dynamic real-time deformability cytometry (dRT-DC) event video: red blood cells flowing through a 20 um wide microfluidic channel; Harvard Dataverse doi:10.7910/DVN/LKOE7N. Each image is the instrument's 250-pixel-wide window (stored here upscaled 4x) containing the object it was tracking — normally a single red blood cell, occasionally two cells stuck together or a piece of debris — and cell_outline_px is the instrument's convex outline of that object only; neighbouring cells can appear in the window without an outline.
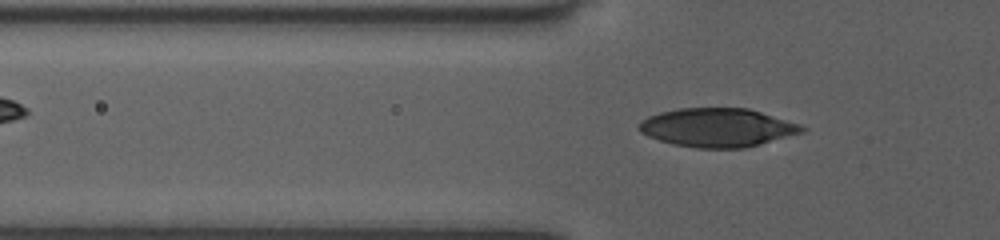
{"species": "human", "species_latin": "Homo sapiens", "temperature_condition": "room temperature", "stored_images_in_passage": 50, "camera_frame_rate_fps": 3000, "um_per_image_px": 0.085, "donor": {"sex": "female"}, "frame": {"image": 1, "passage_image": 17, "time_ms": 5.333, "image_size_px": [1000, 240], "cell_outline_px": [[808, 128], [804, 132], [760, 144], [744, 148], [696, 148], [672, 144], [648, 136], [640, 132], [636, 128], [648, 116], [660, 112], [680, 108], [748, 108], [800, 124]], "centroid_in_image_um": [60.99, 10.84], "position_along_channel_um": 64.8, "area_um2": 36.65}}
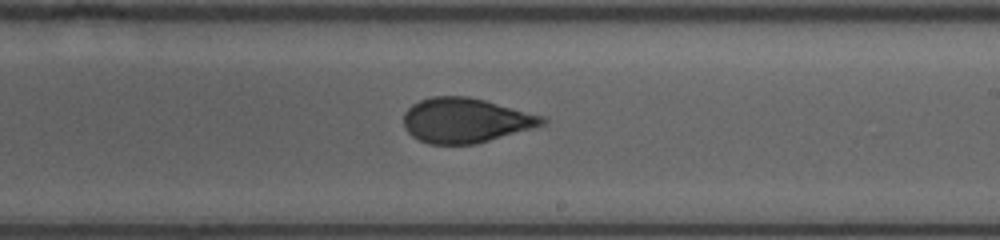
{"frame": {"image": 2, "passage_image": 31, "time_ms": 10.0, "image_size_px": [1000, 240], "cell_outline_px": [[548, 120], [544, 124], [532, 128], [476, 144], [428, 144], [412, 136], [404, 128], [404, 112], [412, 104], [420, 100], [432, 96], [468, 96], [484, 100], [544, 116]], "centroid_in_image_um": [39.55, 10.23], "position_along_channel_um": 249.5, "area_um2": 36.07}}
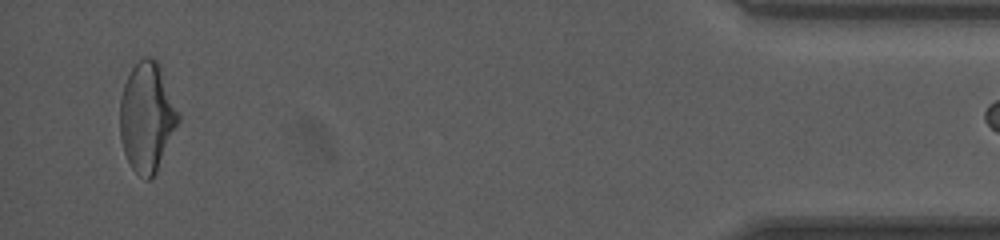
{"frame": {"image": 3, "passage_image": 49, "time_ms": 16.0, "image_size_px": [1000, 240], "cell_outline_px": [[180, 120], [156, 172], [148, 180], [144, 180], [132, 168], [124, 152], [120, 140], [120, 96], [124, 84], [132, 68], [144, 56], [152, 56], [160, 64], [180, 112]], "centroid_in_image_um": [12.5, 9.92], "position_along_channel_um": 422.7, "area_um2": 37.45}}